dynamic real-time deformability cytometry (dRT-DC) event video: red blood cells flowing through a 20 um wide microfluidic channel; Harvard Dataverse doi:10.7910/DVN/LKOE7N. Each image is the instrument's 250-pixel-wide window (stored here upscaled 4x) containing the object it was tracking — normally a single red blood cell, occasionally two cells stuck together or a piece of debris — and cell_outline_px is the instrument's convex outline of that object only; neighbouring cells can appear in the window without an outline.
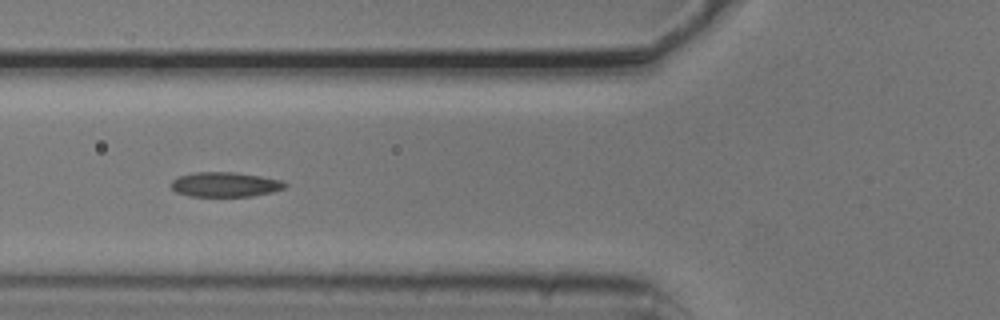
{"species": "common noctule bat (a hibernating species)", "species_latin": "Nyctalus noctula", "temperature_condition": "cold", "stored_images_in_passage": 8, "camera_frame_rate_fps": 3000, "um_per_image_px": 0.085, "animal": {"sex": "male", "body_mass_g": 20.5, "forearm_length_mm": 52.5}, "frame": {"image": 1, "passage_image": 6, "time_ms": 1.667, "image_size_px": [1000, 320], "cell_outline_px": [[288, 184], [284, 188], [272, 192], [252, 196], [188, 196], [176, 192], [168, 184], [176, 176], [196, 172], [232, 172], [260, 176], [280, 180]], "centroid_in_image_um": [19.07, 15.68], "position_along_channel_um": 106.7, "area_um2": 16.47}}
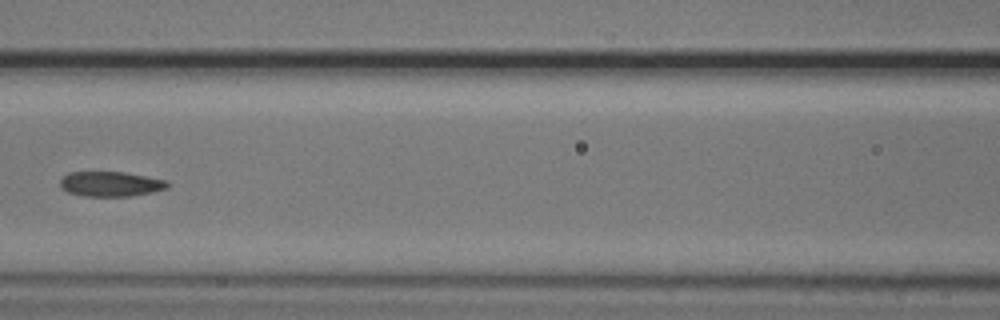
{"frame": {"image": 2, "passage_image": 7, "time_ms": 2.0, "image_size_px": [1000, 320], "cell_outline_px": [[168, 188], [152, 192], [132, 196], [84, 196], [68, 192], [60, 188], [60, 180], [68, 172], [124, 172], [168, 180]], "centroid_in_image_um": [9.4, 15.64], "position_along_channel_um": 157.2, "area_um2": 15.66}}